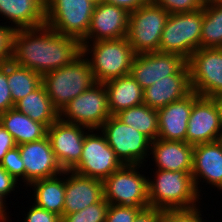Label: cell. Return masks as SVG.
<instances>
[{
	"instance_id": "6da1fadb",
	"label": "cell",
	"mask_w": 222,
	"mask_h": 222,
	"mask_svg": "<svg viewBox=\"0 0 222 222\" xmlns=\"http://www.w3.org/2000/svg\"><path fill=\"white\" fill-rule=\"evenodd\" d=\"M81 54L78 39L59 34L46 24L13 34L11 60L40 75L71 64Z\"/></svg>"
},
{
	"instance_id": "7a4b0ae2",
	"label": "cell",
	"mask_w": 222,
	"mask_h": 222,
	"mask_svg": "<svg viewBox=\"0 0 222 222\" xmlns=\"http://www.w3.org/2000/svg\"><path fill=\"white\" fill-rule=\"evenodd\" d=\"M81 44L82 55L86 57L97 83L130 74L136 54L126 37Z\"/></svg>"
},
{
	"instance_id": "3957f363",
	"label": "cell",
	"mask_w": 222,
	"mask_h": 222,
	"mask_svg": "<svg viewBox=\"0 0 222 222\" xmlns=\"http://www.w3.org/2000/svg\"><path fill=\"white\" fill-rule=\"evenodd\" d=\"M155 177L148 176L149 206L161 210L190 209L198 206L201 197L191 173L156 169ZM150 179V180H149Z\"/></svg>"
},
{
	"instance_id": "277c9868",
	"label": "cell",
	"mask_w": 222,
	"mask_h": 222,
	"mask_svg": "<svg viewBox=\"0 0 222 222\" xmlns=\"http://www.w3.org/2000/svg\"><path fill=\"white\" fill-rule=\"evenodd\" d=\"M95 83L89 63L82 54L71 64L42 75V84L59 112Z\"/></svg>"
},
{
	"instance_id": "5b68a950",
	"label": "cell",
	"mask_w": 222,
	"mask_h": 222,
	"mask_svg": "<svg viewBox=\"0 0 222 222\" xmlns=\"http://www.w3.org/2000/svg\"><path fill=\"white\" fill-rule=\"evenodd\" d=\"M203 8L170 14L162 32L159 52L182 56L187 61L200 49Z\"/></svg>"
},
{
	"instance_id": "8992f818",
	"label": "cell",
	"mask_w": 222,
	"mask_h": 222,
	"mask_svg": "<svg viewBox=\"0 0 222 222\" xmlns=\"http://www.w3.org/2000/svg\"><path fill=\"white\" fill-rule=\"evenodd\" d=\"M169 15L164 8L151 0L129 13L126 38L136 55L159 51L162 32Z\"/></svg>"
},
{
	"instance_id": "52a82bcc",
	"label": "cell",
	"mask_w": 222,
	"mask_h": 222,
	"mask_svg": "<svg viewBox=\"0 0 222 222\" xmlns=\"http://www.w3.org/2000/svg\"><path fill=\"white\" fill-rule=\"evenodd\" d=\"M94 6L89 0H45V24L81 42L89 31Z\"/></svg>"
},
{
	"instance_id": "ba28073f",
	"label": "cell",
	"mask_w": 222,
	"mask_h": 222,
	"mask_svg": "<svg viewBox=\"0 0 222 222\" xmlns=\"http://www.w3.org/2000/svg\"><path fill=\"white\" fill-rule=\"evenodd\" d=\"M142 165H123L103 180L104 199L111 205L149 207L148 177Z\"/></svg>"
},
{
	"instance_id": "9c48e42d",
	"label": "cell",
	"mask_w": 222,
	"mask_h": 222,
	"mask_svg": "<svg viewBox=\"0 0 222 222\" xmlns=\"http://www.w3.org/2000/svg\"><path fill=\"white\" fill-rule=\"evenodd\" d=\"M110 116L108 93L104 83H95L59 112L61 121L82 125L90 130H99Z\"/></svg>"
},
{
	"instance_id": "30bf717a",
	"label": "cell",
	"mask_w": 222,
	"mask_h": 222,
	"mask_svg": "<svg viewBox=\"0 0 222 222\" xmlns=\"http://www.w3.org/2000/svg\"><path fill=\"white\" fill-rule=\"evenodd\" d=\"M100 131L123 165H142L149 158L151 141L131 126L111 115Z\"/></svg>"
},
{
	"instance_id": "8fae6325",
	"label": "cell",
	"mask_w": 222,
	"mask_h": 222,
	"mask_svg": "<svg viewBox=\"0 0 222 222\" xmlns=\"http://www.w3.org/2000/svg\"><path fill=\"white\" fill-rule=\"evenodd\" d=\"M122 166L105 135L92 129L86 133L80 160L71 170L103 181Z\"/></svg>"
},
{
	"instance_id": "7c38bea8",
	"label": "cell",
	"mask_w": 222,
	"mask_h": 222,
	"mask_svg": "<svg viewBox=\"0 0 222 222\" xmlns=\"http://www.w3.org/2000/svg\"><path fill=\"white\" fill-rule=\"evenodd\" d=\"M187 63L192 91L208 98L222 95V48H200Z\"/></svg>"
},
{
	"instance_id": "4fadbf2b",
	"label": "cell",
	"mask_w": 222,
	"mask_h": 222,
	"mask_svg": "<svg viewBox=\"0 0 222 222\" xmlns=\"http://www.w3.org/2000/svg\"><path fill=\"white\" fill-rule=\"evenodd\" d=\"M130 74L144 90L169 75H190V70L182 56L156 51L135 55Z\"/></svg>"
},
{
	"instance_id": "5bb4252c",
	"label": "cell",
	"mask_w": 222,
	"mask_h": 222,
	"mask_svg": "<svg viewBox=\"0 0 222 222\" xmlns=\"http://www.w3.org/2000/svg\"><path fill=\"white\" fill-rule=\"evenodd\" d=\"M221 138L222 125L215 100L199 96L193 91V105L188 120L186 142L195 146Z\"/></svg>"
},
{
	"instance_id": "9a60e30c",
	"label": "cell",
	"mask_w": 222,
	"mask_h": 222,
	"mask_svg": "<svg viewBox=\"0 0 222 222\" xmlns=\"http://www.w3.org/2000/svg\"><path fill=\"white\" fill-rule=\"evenodd\" d=\"M89 128L71 124L58 119L49 128H47V137L49 138L54 155L65 170H71L80 160L84 138Z\"/></svg>"
},
{
	"instance_id": "2e32d148",
	"label": "cell",
	"mask_w": 222,
	"mask_h": 222,
	"mask_svg": "<svg viewBox=\"0 0 222 222\" xmlns=\"http://www.w3.org/2000/svg\"><path fill=\"white\" fill-rule=\"evenodd\" d=\"M25 167V183L27 186L37 180L52 178L64 172L59 165L47 135L37 141L17 146Z\"/></svg>"
},
{
	"instance_id": "e0dca14e",
	"label": "cell",
	"mask_w": 222,
	"mask_h": 222,
	"mask_svg": "<svg viewBox=\"0 0 222 222\" xmlns=\"http://www.w3.org/2000/svg\"><path fill=\"white\" fill-rule=\"evenodd\" d=\"M128 23L129 12L126 9L102 2L94 6L89 31L81 42L124 38Z\"/></svg>"
},
{
	"instance_id": "ac0fdd59",
	"label": "cell",
	"mask_w": 222,
	"mask_h": 222,
	"mask_svg": "<svg viewBox=\"0 0 222 222\" xmlns=\"http://www.w3.org/2000/svg\"><path fill=\"white\" fill-rule=\"evenodd\" d=\"M99 200H104L102 180L65 170L63 215L81 211Z\"/></svg>"
},
{
	"instance_id": "d6986e66",
	"label": "cell",
	"mask_w": 222,
	"mask_h": 222,
	"mask_svg": "<svg viewBox=\"0 0 222 222\" xmlns=\"http://www.w3.org/2000/svg\"><path fill=\"white\" fill-rule=\"evenodd\" d=\"M192 177L198 194L199 182H205L222 191V141L194 146ZM202 178V179H201ZM201 179V180H200ZM205 179V180H204ZM200 180V181H199Z\"/></svg>"
},
{
	"instance_id": "ffe728a7",
	"label": "cell",
	"mask_w": 222,
	"mask_h": 222,
	"mask_svg": "<svg viewBox=\"0 0 222 222\" xmlns=\"http://www.w3.org/2000/svg\"><path fill=\"white\" fill-rule=\"evenodd\" d=\"M193 91L180 100L158 109V138L186 142L188 120L192 111Z\"/></svg>"
},
{
	"instance_id": "44dd1931",
	"label": "cell",
	"mask_w": 222,
	"mask_h": 222,
	"mask_svg": "<svg viewBox=\"0 0 222 222\" xmlns=\"http://www.w3.org/2000/svg\"><path fill=\"white\" fill-rule=\"evenodd\" d=\"M194 146L184 141H168L157 138L151 142L150 152L156 169L167 171H185L193 168Z\"/></svg>"
},
{
	"instance_id": "7402d4cb",
	"label": "cell",
	"mask_w": 222,
	"mask_h": 222,
	"mask_svg": "<svg viewBox=\"0 0 222 222\" xmlns=\"http://www.w3.org/2000/svg\"><path fill=\"white\" fill-rule=\"evenodd\" d=\"M0 14L14 30L40 27L45 25V0H0Z\"/></svg>"
},
{
	"instance_id": "603a6c76",
	"label": "cell",
	"mask_w": 222,
	"mask_h": 222,
	"mask_svg": "<svg viewBox=\"0 0 222 222\" xmlns=\"http://www.w3.org/2000/svg\"><path fill=\"white\" fill-rule=\"evenodd\" d=\"M192 91L190 75H169L143 90L144 104L153 109H161L171 102L180 100Z\"/></svg>"
},
{
	"instance_id": "cb8c5ba5",
	"label": "cell",
	"mask_w": 222,
	"mask_h": 222,
	"mask_svg": "<svg viewBox=\"0 0 222 222\" xmlns=\"http://www.w3.org/2000/svg\"><path fill=\"white\" fill-rule=\"evenodd\" d=\"M104 85L108 93V106L111 115L144 104L143 89L131 74L111 79Z\"/></svg>"
},
{
	"instance_id": "d4e9b609",
	"label": "cell",
	"mask_w": 222,
	"mask_h": 222,
	"mask_svg": "<svg viewBox=\"0 0 222 222\" xmlns=\"http://www.w3.org/2000/svg\"><path fill=\"white\" fill-rule=\"evenodd\" d=\"M28 186L34 190V197H32L34 198V205L62 218L65 198V171L52 178L34 181Z\"/></svg>"
},
{
	"instance_id": "484cf974",
	"label": "cell",
	"mask_w": 222,
	"mask_h": 222,
	"mask_svg": "<svg viewBox=\"0 0 222 222\" xmlns=\"http://www.w3.org/2000/svg\"><path fill=\"white\" fill-rule=\"evenodd\" d=\"M0 124L11 133L17 146L47 135V128L42 123L33 121L15 107L0 115Z\"/></svg>"
},
{
	"instance_id": "4316f807",
	"label": "cell",
	"mask_w": 222,
	"mask_h": 222,
	"mask_svg": "<svg viewBox=\"0 0 222 222\" xmlns=\"http://www.w3.org/2000/svg\"><path fill=\"white\" fill-rule=\"evenodd\" d=\"M14 107L46 128L59 119V111L54 107L43 84L19 100Z\"/></svg>"
},
{
	"instance_id": "83f0119b",
	"label": "cell",
	"mask_w": 222,
	"mask_h": 222,
	"mask_svg": "<svg viewBox=\"0 0 222 222\" xmlns=\"http://www.w3.org/2000/svg\"><path fill=\"white\" fill-rule=\"evenodd\" d=\"M124 124L133 127L145 135L151 142L158 138L159 124L156 109L145 104L130 107L115 115Z\"/></svg>"
},
{
	"instance_id": "f1b7e54d",
	"label": "cell",
	"mask_w": 222,
	"mask_h": 222,
	"mask_svg": "<svg viewBox=\"0 0 222 222\" xmlns=\"http://www.w3.org/2000/svg\"><path fill=\"white\" fill-rule=\"evenodd\" d=\"M7 79L14 105L42 84V75L12 60L7 62Z\"/></svg>"
},
{
	"instance_id": "f546056e",
	"label": "cell",
	"mask_w": 222,
	"mask_h": 222,
	"mask_svg": "<svg viewBox=\"0 0 222 222\" xmlns=\"http://www.w3.org/2000/svg\"><path fill=\"white\" fill-rule=\"evenodd\" d=\"M200 48H222V4L206 0Z\"/></svg>"
},
{
	"instance_id": "4dcf8cb0",
	"label": "cell",
	"mask_w": 222,
	"mask_h": 222,
	"mask_svg": "<svg viewBox=\"0 0 222 222\" xmlns=\"http://www.w3.org/2000/svg\"><path fill=\"white\" fill-rule=\"evenodd\" d=\"M110 204L104 199L90 206L62 216L61 222H105Z\"/></svg>"
},
{
	"instance_id": "1f68e13d",
	"label": "cell",
	"mask_w": 222,
	"mask_h": 222,
	"mask_svg": "<svg viewBox=\"0 0 222 222\" xmlns=\"http://www.w3.org/2000/svg\"><path fill=\"white\" fill-rule=\"evenodd\" d=\"M169 14L192 12L204 8L206 0H151Z\"/></svg>"
},
{
	"instance_id": "d6a6232c",
	"label": "cell",
	"mask_w": 222,
	"mask_h": 222,
	"mask_svg": "<svg viewBox=\"0 0 222 222\" xmlns=\"http://www.w3.org/2000/svg\"><path fill=\"white\" fill-rule=\"evenodd\" d=\"M0 165L17 181L25 182V167L17 146L5 154Z\"/></svg>"
},
{
	"instance_id": "836d02e7",
	"label": "cell",
	"mask_w": 222,
	"mask_h": 222,
	"mask_svg": "<svg viewBox=\"0 0 222 222\" xmlns=\"http://www.w3.org/2000/svg\"><path fill=\"white\" fill-rule=\"evenodd\" d=\"M199 206L190 209L163 210L161 222H204Z\"/></svg>"
},
{
	"instance_id": "e575fe53",
	"label": "cell",
	"mask_w": 222,
	"mask_h": 222,
	"mask_svg": "<svg viewBox=\"0 0 222 222\" xmlns=\"http://www.w3.org/2000/svg\"><path fill=\"white\" fill-rule=\"evenodd\" d=\"M141 209L135 206L110 204L105 222H133Z\"/></svg>"
},
{
	"instance_id": "d590c367",
	"label": "cell",
	"mask_w": 222,
	"mask_h": 222,
	"mask_svg": "<svg viewBox=\"0 0 222 222\" xmlns=\"http://www.w3.org/2000/svg\"><path fill=\"white\" fill-rule=\"evenodd\" d=\"M14 28L0 25V66L12 59Z\"/></svg>"
},
{
	"instance_id": "8d00e7d4",
	"label": "cell",
	"mask_w": 222,
	"mask_h": 222,
	"mask_svg": "<svg viewBox=\"0 0 222 222\" xmlns=\"http://www.w3.org/2000/svg\"><path fill=\"white\" fill-rule=\"evenodd\" d=\"M15 105L12 101L11 90L7 79V62L0 66V115Z\"/></svg>"
},
{
	"instance_id": "74e56055",
	"label": "cell",
	"mask_w": 222,
	"mask_h": 222,
	"mask_svg": "<svg viewBox=\"0 0 222 222\" xmlns=\"http://www.w3.org/2000/svg\"><path fill=\"white\" fill-rule=\"evenodd\" d=\"M29 212L23 219L24 222H61L62 218L55 213L39 208L36 205H31Z\"/></svg>"
},
{
	"instance_id": "f35d334b",
	"label": "cell",
	"mask_w": 222,
	"mask_h": 222,
	"mask_svg": "<svg viewBox=\"0 0 222 222\" xmlns=\"http://www.w3.org/2000/svg\"><path fill=\"white\" fill-rule=\"evenodd\" d=\"M17 184L18 181L0 165V194L7 198L11 191L14 192L18 187Z\"/></svg>"
},
{
	"instance_id": "ab89813d",
	"label": "cell",
	"mask_w": 222,
	"mask_h": 222,
	"mask_svg": "<svg viewBox=\"0 0 222 222\" xmlns=\"http://www.w3.org/2000/svg\"><path fill=\"white\" fill-rule=\"evenodd\" d=\"M162 216L163 210L149 206L142 208L133 222H161Z\"/></svg>"
},
{
	"instance_id": "60d3db41",
	"label": "cell",
	"mask_w": 222,
	"mask_h": 222,
	"mask_svg": "<svg viewBox=\"0 0 222 222\" xmlns=\"http://www.w3.org/2000/svg\"><path fill=\"white\" fill-rule=\"evenodd\" d=\"M16 146L11 133L0 124V163L5 154Z\"/></svg>"
},
{
	"instance_id": "b9f144b4",
	"label": "cell",
	"mask_w": 222,
	"mask_h": 222,
	"mask_svg": "<svg viewBox=\"0 0 222 222\" xmlns=\"http://www.w3.org/2000/svg\"><path fill=\"white\" fill-rule=\"evenodd\" d=\"M149 0H103L105 3L113 4L126 9L129 13L144 6Z\"/></svg>"
},
{
	"instance_id": "7bdbcfd3",
	"label": "cell",
	"mask_w": 222,
	"mask_h": 222,
	"mask_svg": "<svg viewBox=\"0 0 222 222\" xmlns=\"http://www.w3.org/2000/svg\"><path fill=\"white\" fill-rule=\"evenodd\" d=\"M6 198L5 197H3L1 194H0V222H7L8 221V218H9V216L7 215V214H9V213H7L6 212V210L8 209L7 208V203L5 204V202H6V200H5ZM8 216V217H7Z\"/></svg>"
},
{
	"instance_id": "ee69618b",
	"label": "cell",
	"mask_w": 222,
	"mask_h": 222,
	"mask_svg": "<svg viewBox=\"0 0 222 222\" xmlns=\"http://www.w3.org/2000/svg\"><path fill=\"white\" fill-rule=\"evenodd\" d=\"M217 104L218 110H219V115H220V120H221V125H222V95H218L213 98Z\"/></svg>"
},
{
	"instance_id": "f6af8a7d",
	"label": "cell",
	"mask_w": 222,
	"mask_h": 222,
	"mask_svg": "<svg viewBox=\"0 0 222 222\" xmlns=\"http://www.w3.org/2000/svg\"><path fill=\"white\" fill-rule=\"evenodd\" d=\"M90 2H92L94 5H99L100 3L103 2V0H89Z\"/></svg>"
},
{
	"instance_id": "bcb514c9",
	"label": "cell",
	"mask_w": 222,
	"mask_h": 222,
	"mask_svg": "<svg viewBox=\"0 0 222 222\" xmlns=\"http://www.w3.org/2000/svg\"><path fill=\"white\" fill-rule=\"evenodd\" d=\"M210 2H214V3H219V4H222V0H208Z\"/></svg>"
}]
</instances>
